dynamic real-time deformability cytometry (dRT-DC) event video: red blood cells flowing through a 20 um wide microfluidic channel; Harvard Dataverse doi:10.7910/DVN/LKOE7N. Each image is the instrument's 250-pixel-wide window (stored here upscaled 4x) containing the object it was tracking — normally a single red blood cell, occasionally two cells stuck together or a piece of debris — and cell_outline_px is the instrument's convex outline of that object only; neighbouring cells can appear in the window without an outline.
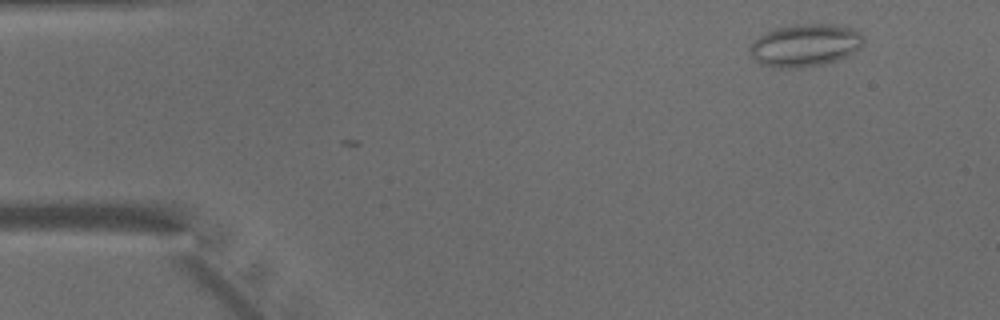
{"species": "common noctule bat (a hibernating species)", "species_latin": "Nyctalus noctula", "temperature_condition": "warm", "stored_images_in_passage": 2, "camera_frame_rate_fps": 3000, "um_per_image_px": 0.085, "animal": {"sex": "male", "body_mass_g": 15.6}, "frame": {"image": 1, "passage_image": 1, "time_ms": 0.0, "image_size_px": [1000, 320], "cell_outline_px": [[864, 44], [860, 48], [848, 56], [824, 64], [796, 68], [776, 68], [760, 64], [752, 56], [748, 48], [752, 40], [776, 28], [792, 24], [832, 24], [852, 28], [860, 32], [864, 36]], "centroid_in_image_um": [68.44, 3.85], "position_along_channel_um": 16.6, "area_um2": 28.44}}